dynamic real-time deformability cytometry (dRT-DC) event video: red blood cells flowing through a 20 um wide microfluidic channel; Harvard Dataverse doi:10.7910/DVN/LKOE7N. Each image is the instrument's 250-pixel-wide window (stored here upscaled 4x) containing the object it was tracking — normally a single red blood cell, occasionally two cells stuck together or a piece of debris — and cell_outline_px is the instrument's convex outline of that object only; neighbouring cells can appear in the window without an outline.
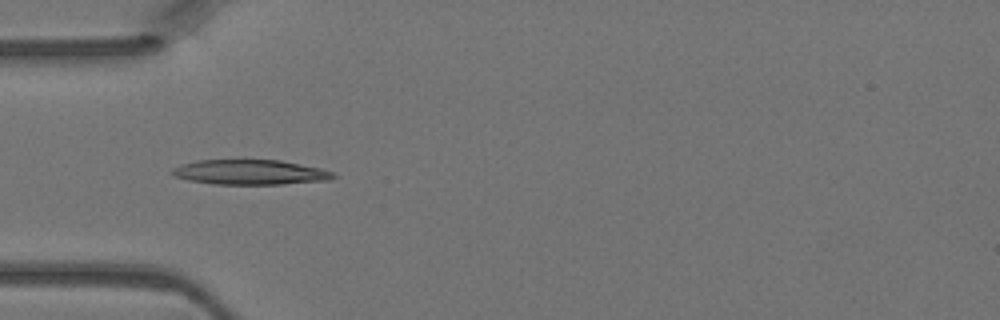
{"species": "Egyptian fruit bat (a non-hibernating species)", "species_latin": "Rousettus aegyptiacus", "temperature_condition": "warm", "stored_images_in_passage": 4, "camera_frame_rate_fps": 3000, "um_per_image_px": 0.085, "animal": {"sex": "female"}, "frame": {"image": 1, "passage_image": 3, "time_ms": 0.667, "image_size_px": [1000, 320], "cell_outline_px": [[336, 176], [328, 180], [284, 184], [212, 184], [188, 180], [172, 176], [168, 172], [172, 168], [180, 164], [196, 160], [280, 160], [320, 168], [332, 172]], "centroid_in_image_um": [21.17, 14.64], "position_along_channel_um": 63.8, "area_um2": 23.52}}
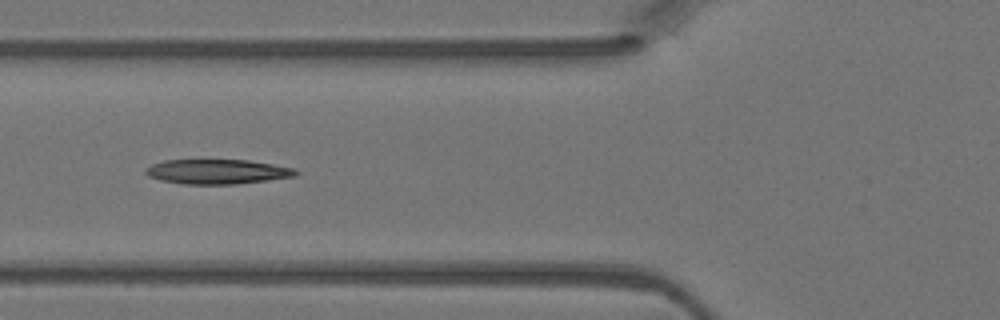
{"frame": {"image": 2, "passage_image": 4, "time_ms": 1.0, "image_size_px": [1000, 320], "cell_outline_px": [[300, 172], [296, 176], [268, 180], [236, 184], [184, 184], [160, 180], [148, 176], [144, 172], [144, 168], [152, 164], [164, 160], [248, 160], [296, 168]], "centroid_in_image_um": [18.47, 14.59], "position_along_channel_um": 107.3, "area_um2": 21.73}}